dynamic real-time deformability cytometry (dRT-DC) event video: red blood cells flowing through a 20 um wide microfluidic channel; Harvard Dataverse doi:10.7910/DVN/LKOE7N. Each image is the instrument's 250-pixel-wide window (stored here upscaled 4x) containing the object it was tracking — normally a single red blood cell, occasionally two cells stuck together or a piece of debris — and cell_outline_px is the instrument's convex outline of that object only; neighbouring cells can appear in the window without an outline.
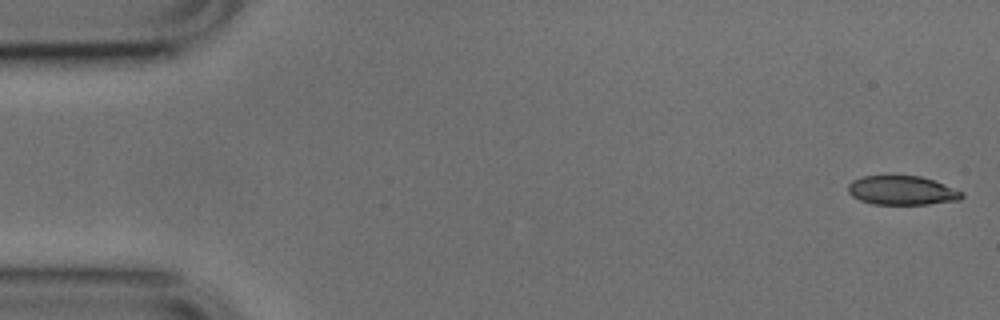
{"species": "common noctule bat (a hibernating species)", "species_latin": "Nyctalus noctula", "temperature_condition": "cold", "stored_images_in_passage": 4, "camera_frame_rate_fps": 3000, "um_per_image_px": 0.085, "animal": {"sex": "male", "body_mass_g": 17.9, "forearm_length_mm": 54.2}, "frame": {"image": 1, "passage_image": 1, "time_ms": 0.0, "image_size_px": [1000, 320], "cell_outline_px": [[964, 196], [960, 200], [928, 204], [872, 204], [860, 200], [852, 196], [848, 192], [848, 184], [852, 180], [864, 176], [920, 176], [944, 184], [964, 192]], "centroid_in_image_um": [76.67, 16.19], "position_along_channel_um": 8.3, "area_um2": 19.25}}